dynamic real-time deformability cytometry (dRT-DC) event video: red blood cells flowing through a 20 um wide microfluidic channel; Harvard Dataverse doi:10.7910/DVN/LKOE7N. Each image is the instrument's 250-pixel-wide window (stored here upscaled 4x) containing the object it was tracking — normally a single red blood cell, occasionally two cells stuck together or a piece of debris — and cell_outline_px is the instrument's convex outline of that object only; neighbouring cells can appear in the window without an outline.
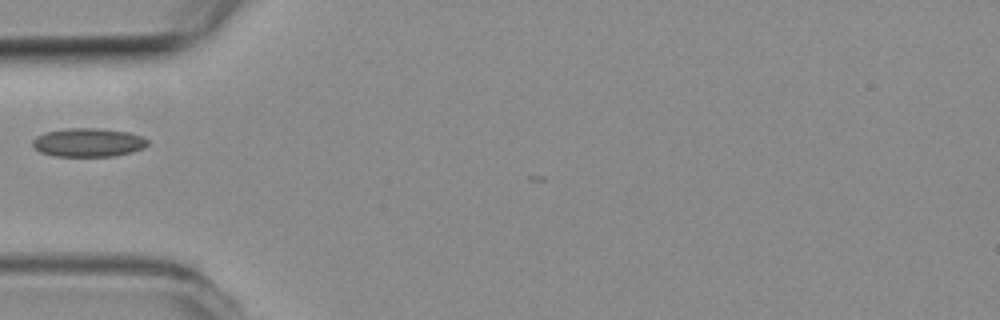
{"species": "common noctule bat (a hibernating species)", "species_latin": "Nyctalus noctula", "temperature_condition": "room temperature", "stored_images_in_passage": 3, "camera_frame_rate_fps": 3000, "um_per_image_px": 0.085, "animal": {"sex": "female", "body_mass_g": 19.3, "forearm_length_mm": 54.1}, "frame": {"image": 1, "passage_image": 1, "time_ms": 0.0, "image_size_px": [1000, 320], "cell_outline_px": [[148, 144], [144, 148], [132, 152], [112, 156], [52, 156], [40, 152], [32, 144], [32, 140], [36, 136], [44, 132], [68, 128], [96, 128], [128, 132], [144, 136], [148, 140]], "centroid_in_image_um": [7.5, 12.11], "position_along_channel_um": 77.5, "area_um2": 19.31}}